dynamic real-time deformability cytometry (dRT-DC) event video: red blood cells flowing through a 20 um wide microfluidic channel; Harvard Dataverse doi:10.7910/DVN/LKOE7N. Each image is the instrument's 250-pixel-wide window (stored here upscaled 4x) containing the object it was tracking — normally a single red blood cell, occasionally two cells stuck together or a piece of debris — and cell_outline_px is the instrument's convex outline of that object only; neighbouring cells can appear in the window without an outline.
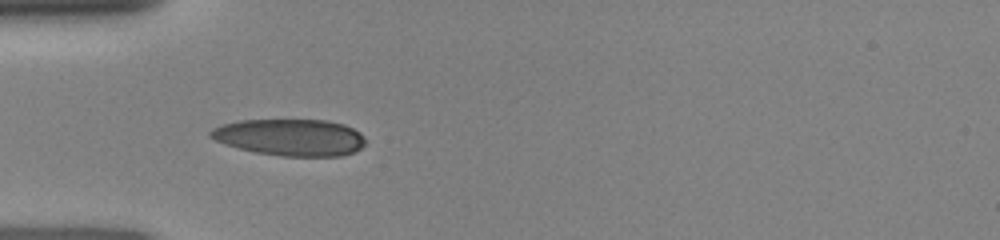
{"species": "human", "species_latin": "Homo sapiens", "temperature_condition": "room temperature", "stored_images_in_passage": 24, "camera_frame_rate_fps": 3000, "um_per_image_px": 0.085, "donor": {"sex": "female"}, "frame": {"image": 1, "passage_image": 1, "time_ms": 0.0, "image_size_px": [1000, 240], "cell_outline_px": [[364, 144], [356, 152], [340, 156], [280, 156], [256, 152], [224, 144], [208, 136], [208, 132], [212, 128], [220, 124], [240, 120], [328, 120], [344, 124], [360, 132], [364, 136]], "centroid_in_image_um": [24.66, 11.67], "position_along_channel_um": 60.3, "area_um2": 33.35}}
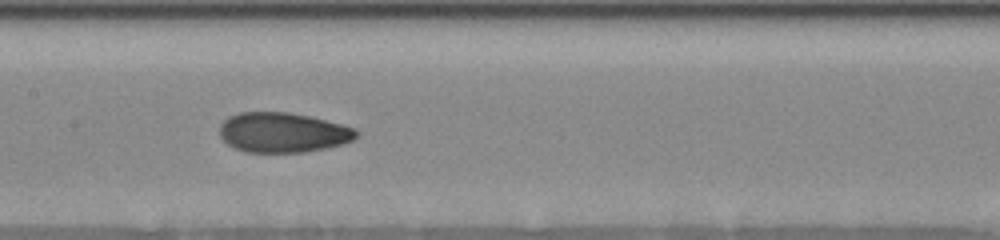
{"frame": {"image": 2, "passage_image": 10, "time_ms": 3.0, "image_size_px": [1000, 240], "cell_outline_px": [[360, 132], [352, 140], [344, 144], [328, 148], [304, 152], [244, 152], [228, 144], [220, 136], [220, 124], [228, 116], [240, 112], [288, 112], [308, 116], [356, 128]], "centroid_in_image_um": [24.05, 11.26], "position_along_channel_um": 183.4, "area_um2": 31.85}}
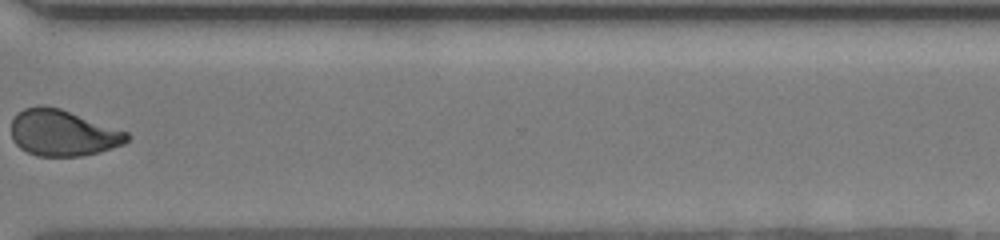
{"frame": {"image": 3, "passage_image": 23, "time_ms": 7.333, "image_size_px": [1000, 240], "cell_outline_px": [[128, 140], [124, 144], [100, 152], [80, 156], [36, 156], [20, 148], [12, 140], [12, 120], [16, 112], [24, 108], [36, 104], [44, 104], [60, 108], [128, 132]], "centroid_in_image_um": [5.3, 11.28], "position_along_channel_um": 365.3, "area_um2": 31.39}}